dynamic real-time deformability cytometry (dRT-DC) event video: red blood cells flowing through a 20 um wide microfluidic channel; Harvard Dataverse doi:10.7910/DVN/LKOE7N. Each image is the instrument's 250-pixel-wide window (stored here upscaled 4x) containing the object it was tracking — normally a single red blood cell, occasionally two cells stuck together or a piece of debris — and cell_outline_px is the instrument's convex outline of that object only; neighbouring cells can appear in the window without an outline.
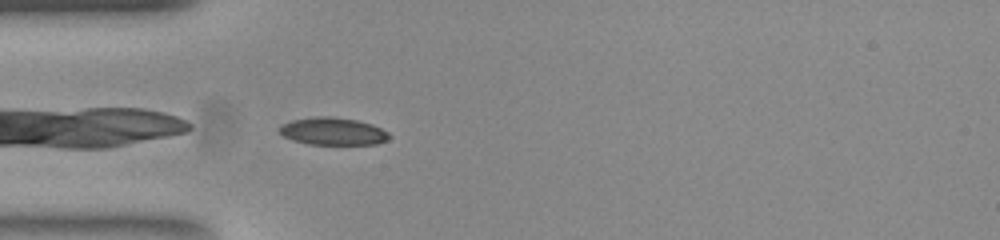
{"species": "common noctule bat (a hibernating species)", "species_latin": "Nyctalus noctula", "temperature_condition": "room temperature", "stored_images_in_passage": 38, "camera_frame_rate_fps": 3000, "um_per_image_px": 0.085, "animal": {"sex": "female", "body_mass_g": 23.0, "forearm_length_mm": 53.4}, "frame": {"image": 1, "passage_image": 1, "time_ms": 0.0, "image_size_px": [1000, 240], "cell_outline_px": [[392, 136], [388, 140], [376, 144], [308, 144], [292, 140], [284, 136], [280, 132], [280, 124], [292, 120], [316, 116], [332, 116], [356, 120], [372, 124], [388, 132]], "centroid_in_image_um": [28.31, 11.16], "position_along_channel_um": 56.7, "area_um2": 17.63}}
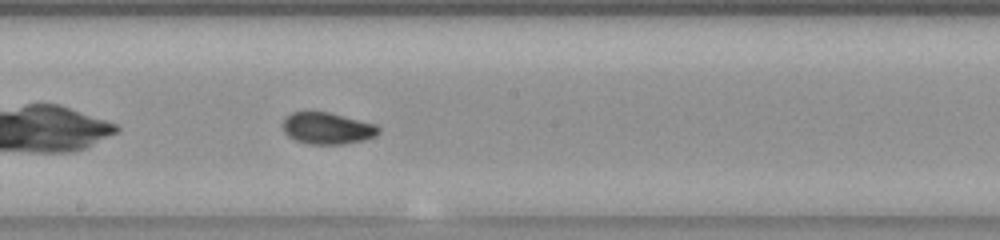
{"frame": {"image": 2, "passage_image": 14, "time_ms": 4.333, "image_size_px": [1000, 240], "cell_outline_px": [[380, 132], [376, 136], [364, 140], [344, 144], [308, 144], [296, 140], [288, 136], [284, 132], [284, 116], [292, 112], [328, 112], [376, 124], [380, 128]], "centroid_in_image_um": [27.84, 10.91], "position_along_channel_um": 220.4, "area_um2": 17.69}}
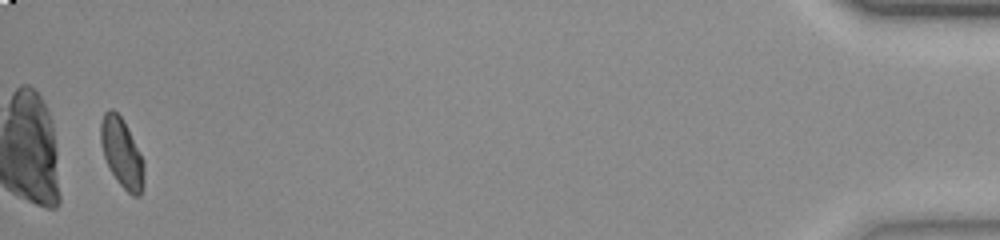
{"frame": {"image": 3, "passage_image": 37, "time_ms": 12.0, "image_size_px": [1000, 240], "cell_outline_px": [[144, 184], [140, 196], [132, 196], [116, 180], [104, 156], [100, 144], [100, 124], [104, 112], [108, 108], [112, 108], [120, 116], [144, 160]], "centroid_in_image_um": [10.35, 13.01], "position_along_channel_um": 424.9, "area_um2": 17.34}, "authors_computed_cell_mechanics": {"area_um2": 17.3978, "velocity_mm_per_s": 3.8571, "shape_relaxation_time_tau1_ms": 2.7827, "shape_relaxation_time_tau2_ms": 1.5806, "deformation_change_tau1": 0.0995, "deformation_change_tau2": 0.0517}}